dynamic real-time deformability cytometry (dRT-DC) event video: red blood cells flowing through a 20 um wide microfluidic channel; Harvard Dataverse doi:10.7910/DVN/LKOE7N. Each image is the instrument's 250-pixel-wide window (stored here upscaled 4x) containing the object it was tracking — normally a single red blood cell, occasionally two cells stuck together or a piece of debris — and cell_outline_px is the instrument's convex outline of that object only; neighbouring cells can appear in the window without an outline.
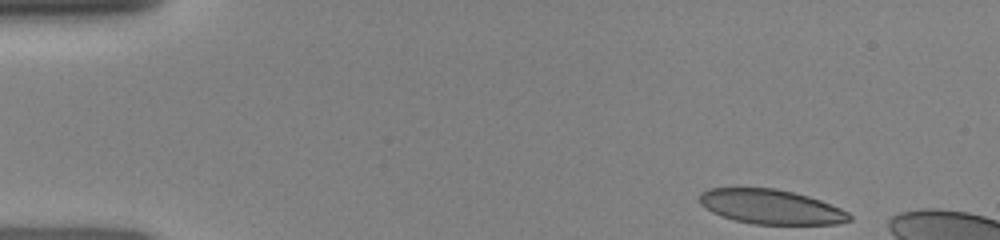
{"species": "human", "species_latin": "Homo sapiens", "temperature_condition": "room temperature", "stored_images_in_passage": 6, "camera_frame_rate_fps": 3000, "um_per_image_px": 0.085, "donor": {"sex": "female"}, "frame": {"image": 1, "passage_image": 1, "time_ms": 0.0, "image_size_px": [1000, 240], "cell_outline_px": [[852, 220], [836, 224], [752, 224], [720, 216], [712, 212], [700, 204], [700, 192], [708, 188], [776, 188], [808, 196], [820, 200], [840, 208], [848, 212], [852, 216]], "centroid_in_image_um": [65.52, 17.58], "position_along_channel_um": 19.5, "area_um2": 30.17}}